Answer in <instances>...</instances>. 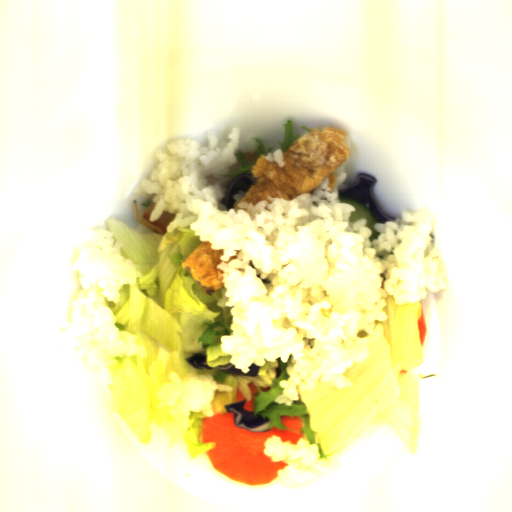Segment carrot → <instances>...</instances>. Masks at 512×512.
<instances>
[{
    "instance_id": "carrot-1",
    "label": "carrot",
    "mask_w": 512,
    "mask_h": 512,
    "mask_svg": "<svg viewBox=\"0 0 512 512\" xmlns=\"http://www.w3.org/2000/svg\"><path fill=\"white\" fill-rule=\"evenodd\" d=\"M290 430H280L273 426L264 432H252L237 427L235 412L213 414L205 417L201 435L202 442H215V448L204 452L211 467L230 480L253 486H263L278 478V471L285 468L283 461H272L265 454V444L277 436L281 442L289 441L297 445L304 440L300 428L303 420L295 415H284L280 419Z\"/></svg>"
}]
</instances>
